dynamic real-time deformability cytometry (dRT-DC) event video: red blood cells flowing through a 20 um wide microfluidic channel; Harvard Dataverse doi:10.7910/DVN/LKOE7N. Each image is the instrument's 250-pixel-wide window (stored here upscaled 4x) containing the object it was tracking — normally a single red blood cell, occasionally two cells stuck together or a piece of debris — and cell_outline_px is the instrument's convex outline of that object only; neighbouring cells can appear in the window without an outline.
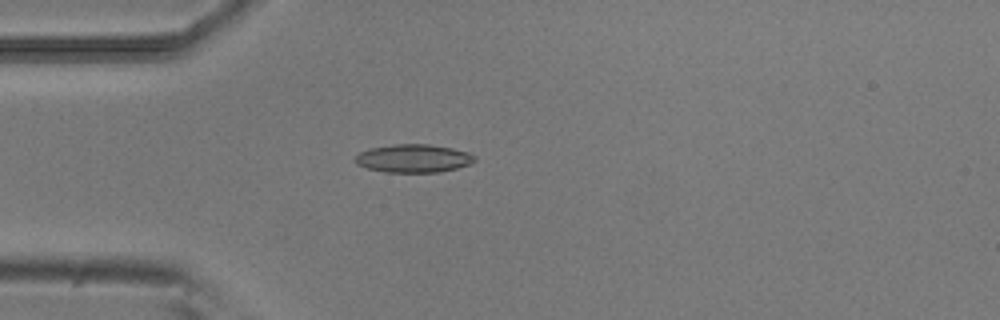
{"species": "common noctule bat (a hibernating species)", "species_latin": "Nyctalus noctula", "temperature_condition": "room temperature", "stored_images_in_passage": 39, "camera_frame_rate_fps": 3000, "um_per_image_px": 0.085, "animal": {"sex": "male", "body_mass_g": 20.5, "forearm_length_mm": 52.5}, "frame": {"image": 1, "passage_image": 3, "time_ms": 0.667, "image_size_px": [1000, 320], "cell_outline_px": [[476, 160], [468, 164], [456, 168], [440, 172], [384, 172], [368, 168], [356, 164], [356, 156], [360, 152], [368, 148], [392, 144], [428, 144], [452, 148], [468, 152], [476, 156]], "centroid_in_image_um": [35.14, 13.45], "position_along_channel_um": 49.9, "area_um2": 19.59}}
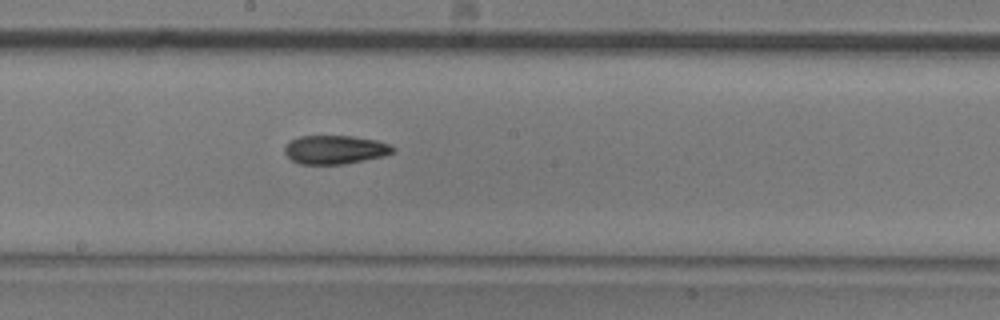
{"frame": {"image": 2, "passage_image": 17, "time_ms": 5.333, "image_size_px": [1000, 320], "cell_outline_px": [[396, 152], [384, 156], [344, 164], [300, 164], [292, 160], [284, 152], [284, 148], [288, 140], [300, 136], [352, 136], [376, 140], [388, 144], [396, 148]], "centroid_in_image_um": [28.48, 12.72], "position_along_channel_um": 219.7, "area_um2": 18.21}}
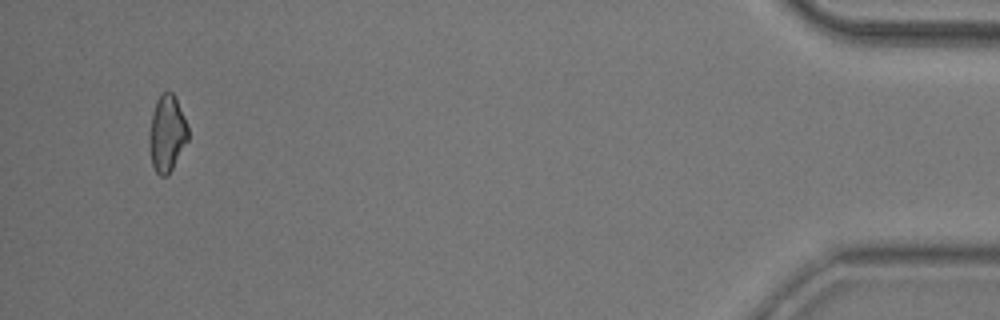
{"frame": {"image": 3, "passage_image": 39, "time_ms": 12.667, "image_size_px": [1000, 320], "cell_outline_px": [[188, 140], [172, 168], [164, 176], [160, 176], [156, 172], [152, 164], [148, 144], [148, 136], [152, 112], [156, 100], [164, 92], [172, 92], [184, 116], [188, 128]], "centroid_in_image_um": [14.17, 11.34], "position_along_channel_um": 421.0, "area_um2": 17.11}, "authors_computed_cell_mechanics": {"area_um2": 18.0336, "velocity_mm_per_s": 3.8275, "shape_relaxation_time_tau1_ms": 6.4588, "shape_relaxation_time_tau2_ms": 5.1801, "deformation_change_tau1": 0.1605, "deformation_change_tau2": 0.1339}}